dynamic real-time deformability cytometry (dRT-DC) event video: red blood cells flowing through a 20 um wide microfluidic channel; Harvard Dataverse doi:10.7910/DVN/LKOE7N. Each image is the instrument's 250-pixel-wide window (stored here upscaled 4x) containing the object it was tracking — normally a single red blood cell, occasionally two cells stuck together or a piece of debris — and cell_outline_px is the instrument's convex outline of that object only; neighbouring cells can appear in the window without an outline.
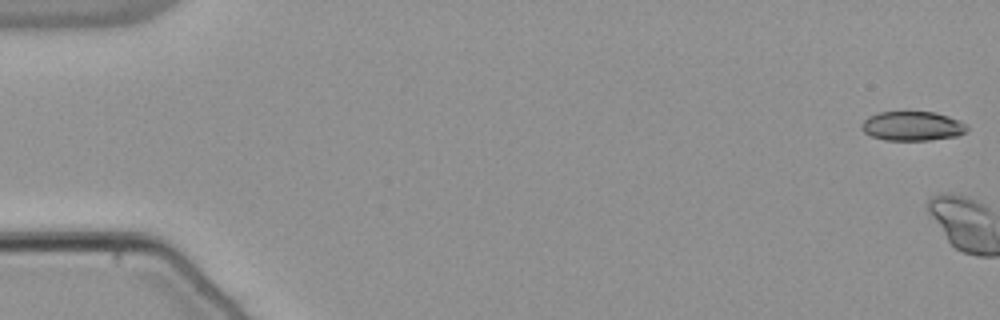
{"species": "common noctule bat (a hibernating species)", "species_latin": "Nyctalus noctula", "temperature_condition": "warm", "stored_images_in_passage": 3, "camera_frame_rate_fps": 3000, "um_per_image_px": 0.085, "animal": {"sex": "male", "body_mass_g": 21.5, "forearm_length_mm": 52.0}, "frame": {"image": 1, "passage_image": 1, "time_ms": 0.0, "image_size_px": [1000, 320], "cell_outline_px": [[968, 128], [964, 132], [956, 136], [932, 140], [884, 140], [872, 136], [864, 132], [860, 128], [860, 124], [868, 116], [880, 112], [936, 112], [960, 120], [968, 124]], "centroid_in_image_um": [77.55, 10.71], "position_along_channel_um": 7.5, "area_um2": 18.15}}